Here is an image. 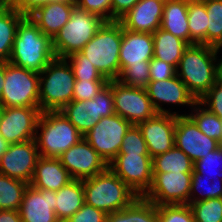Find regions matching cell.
<instances>
[{
    "instance_id": "6da1fadb",
    "label": "cell",
    "mask_w": 222,
    "mask_h": 222,
    "mask_svg": "<svg viewBox=\"0 0 222 222\" xmlns=\"http://www.w3.org/2000/svg\"><path fill=\"white\" fill-rule=\"evenodd\" d=\"M219 55V49L204 44L189 45L184 50L176 68V75L196 101L218 80Z\"/></svg>"
},
{
    "instance_id": "7a4b0ae2",
    "label": "cell",
    "mask_w": 222,
    "mask_h": 222,
    "mask_svg": "<svg viewBox=\"0 0 222 222\" xmlns=\"http://www.w3.org/2000/svg\"><path fill=\"white\" fill-rule=\"evenodd\" d=\"M54 58L52 39L38 28L30 16H25L17 27L8 62L39 74Z\"/></svg>"
},
{
    "instance_id": "3957f363",
    "label": "cell",
    "mask_w": 222,
    "mask_h": 222,
    "mask_svg": "<svg viewBox=\"0 0 222 222\" xmlns=\"http://www.w3.org/2000/svg\"><path fill=\"white\" fill-rule=\"evenodd\" d=\"M82 182L85 203L106 214L124 209L138 197L109 167Z\"/></svg>"
},
{
    "instance_id": "277c9868",
    "label": "cell",
    "mask_w": 222,
    "mask_h": 222,
    "mask_svg": "<svg viewBox=\"0 0 222 222\" xmlns=\"http://www.w3.org/2000/svg\"><path fill=\"white\" fill-rule=\"evenodd\" d=\"M82 138L83 135L61 111H43L34 140L41 157L59 158Z\"/></svg>"
},
{
    "instance_id": "5b68a950",
    "label": "cell",
    "mask_w": 222,
    "mask_h": 222,
    "mask_svg": "<svg viewBox=\"0 0 222 222\" xmlns=\"http://www.w3.org/2000/svg\"><path fill=\"white\" fill-rule=\"evenodd\" d=\"M122 24L119 21H105L94 37L80 51L108 80L120 76V47Z\"/></svg>"
},
{
    "instance_id": "8992f818",
    "label": "cell",
    "mask_w": 222,
    "mask_h": 222,
    "mask_svg": "<svg viewBox=\"0 0 222 222\" xmlns=\"http://www.w3.org/2000/svg\"><path fill=\"white\" fill-rule=\"evenodd\" d=\"M75 77L65 58H54L39 73V107L43 111H60L73 99Z\"/></svg>"
},
{
    "instance_id": "52a82bcc",
    "label": "cell",
    "mask_w": 222,
    "mask_h": 222,
    "mask_svg": "<svg viewBox=\"0 0 222 222\" xmlns=\"http://www.w3.org/2000/svg\"><path fill=\"white\" fill-rule=\"evenodd\" d=\"M105 21L74 6L69 21L52 39V48L56 58H66L72 53L80 52L94 37Z\"/></svg>"
},
{
    "instance_id": "ba28073f",
    "label": "cell",
    "mask_w": 222,
    "mask_h": 222,
    "mask_svg": "<svg viewBox=\"0 0 222 222\" xmlns=\"http://www.w3.org/2000/svg\"><path fill=\"white\" fill-rule=\"evenodd\" d=\"M0 103L4 107H39V74L5 61Z\"/></svg>"
},
{
    "instance_id": "9c48e42d",
    "label": "cell",
    "mask_w": 222,
    "mask_h": 222,
    "mask_svg": "<svg viewBox=\"0 0 222 222\" xmlns=\"http://www.w3.org/2000/svg\"><path fill=\"white\" fill-rule=\"evenodd\" d=\"M60 111L84 136L102 117L115 114L112 88L107 84L93 99L72 100Z\"/></svg>"
},
{
    "instance_id": "30bf717a",
    "label": "cell",
    "mask_w": 222,
    "mask_h": 222,
    "mask_svg": "<svg viewBox=\"0 0 222 222\" xmlns=\"http://www.w3.org/2000/svg\"><path fill=\"white\" fill-rule=\"evenodd\" d=\"M112 88L115 114L132 125L146 121L157 114L146 89L122 84L119 80H109Z\"/></svg>"
},
{
    "instance_id": "8fae6325",
    "label": "cell",
    "mask_w": 222,
    "mask_h": 222,
    "mask_svg": "<svg viewBox=\"0 0 222 222\" xmlns=\"http://www.w3.org/2000/svg\"><path fill=\"white\" fill-rule=\"evenodd\" d=\"M131 126L129 121L113 114L102 117L83 137L109 164L118 155L123 138Z\"/></svg>"
},
{
    "instance_id": "7c38bea8",
    "label": "cell",
    "mask_w": 222,
    "mask_h": 222,
    "mask_svg": "<svg viewBox=\"0 0 222 222\" xmlns=\"http://www.w3.org/2000/svg\"><path fill=\"white\" fill-rule=\"evenodd\" d=\"M192 173H153L152 185L143 197L157 206L189 204Z\"/></svg>"
},
{
    "instance_id": "4fadbf2b",
    "label": "cell",
    "mask_w": 222,
    "mask_h": 222,
    "mask_svg": "<svg viewBox=\"0 0 222 222\" xmlns=\"http://www.w3.org/2000/svg\"><path fill=\"white\" fill-rule=\"evenodd\" d=\"M108 167L138 196L152 185V158L149 154L118 153Z\"/></svg>"
},
{
    "instance_id": "5bb4252c",
    "label": "cell",
    "mask_w": 222,
    "mask_h": 222,
    "mask_svg": "<svg viewBox=\"0 0 222 222\" xmlns=\"http://www.w3.org/2000/svg\"><path fill=\"white\" fill-rule=\"evenodd\" d=\"M145 89L157 113L182 115L176 110L171 112L170 107L166 109L164 105L192 109L197 102L177 75L170 79L150 81Z\"/></svg>"
},
{
    "instance_id": "9a60e30c",
    "label": "cell",
    "mask_w": 222,
    "mask_h": 222,
    "mask_svg": "<svg viewBox=\"0 0 222 222\" xmlns=\"http://www.w3.org/2000/svg\"><path fill=\"white\" fill-rule=\"evenodd\" d=\"M40 107H4L0 134L9 143H22L35 138Z\"/></svg>"
},
{
    "instance_id": "2e32d148",
    "label": "cell",
    "mask_w": 222,
    "mask_h": 222,
    "mask_svg": "<svg viewBox=\"0 0 222 222\" xmlns=\"http://www.w3.org/2000/svg\"><path fill=\"white\" fill-rule=\"evenodd\" d=\"M39 157L34 139L10 144L0 158V174L30 184Z\"/></svg>"
},
{
    "instance_id": "e0dca14e",
    "label": "cell",
    "mask_w": 222,
    "mask_h": 222,
    "mask_svg": "<svg viewBox=\"0 0 222 222\" xmlns=\"http://www.w3.org/2000/svg\"><path fill=\"white\" fill-rule=\"evenodd\" d=\"M72 179H87L108 168L105 160L83 137L59 157Z\"/></svg>"
},
{
    "instance_id": "ac0fdd59",
    "label": "cell",
    "mask_w": 222,
    "mask_h": 222,
    "mask_svg": "<svg viewBox=\"0 0 222 222\" xmlns=\"http://www.w3.org/2000/svg\"><path fill=\"white\" fill-rule=\"evenodd\" d=\"M175 146L185 152L193 163L216 150L221 144L202 133L188 115L176 116Z\"/></svg>"
},
{
    "instance_id": "d6986e66",
    "label": "cell",
    "mask_w": 222,
    "mask_h": 222,
    "mask_svg": "<svg viewBox=\"0 0 222 222\" xmlns=\"http://www.w3.org/2000/svg\"><path fill=\"white\" fill-rule=\"evenodd\" d=\"M151 158L165 153L175 145L176 115L157 113L137 124Z\"/></svg>"
},
{
    "instance_id": "ffe728a7",
    "label": "cell",
    "mask_w": 222,
    "mask_h": 222,
    "mask_svg": "<svg viewBox=\"0 0 222 222\" xmlns=\"http://www.w3.org/2000/svg\"><path fill=\"white\" fill-rule=\"evenodd\" d=\"M56 192L28 185L19 209L22 222H60L56 216Z\"/></svg>"
},
{
    "instance_id": "44dd1931",
    "label": "cell",
    "mask_w": 222,
    "mask_h": 222,
    "mask_svg": "<svg viewBox=\"0 0 222 222\" xmlns=\"http://www.w3.org/2000/svg\"><path fill=\"white\" fill-rule=\"evenodd\" d=\"M165 0H140L118 21L133 32L153 34L161 28Z\"/></svg>"
},
{
    "instance_id": "7402d4cb",
    "label": "cell",
    "mask_w": 222,
    "mask_h": 222,
    "mask_svg": "<svg viewBox=\"0 0 222 222\" xmlns=\"http://www.w3.org/2000/svg\"><path fill=\"white\" fill-rule=\"evenodd\" d=\"M75 2L52 1L40 6L29 16L37 24L38 28L51 39L69 21Z\"/></svg>"
},
{
    "instance_id": "603a6c76",
    "label": "cell",
    "mask_w": 222,
    "mask_h": 222,
    "mask_svg": "<svg viewBox=\"0 0 222 222\" xmlns=\"http://www.w3.org/2000/svg\"><path fill=\"white\" fill-rule=\"evenodd\" d=\"M154 40L150 33L133 32L122 27L120 65H137L153 58Z\"/></svg>"
},
{
    "instance_id": "cb8c5ba5",
    "label": "cell",
    "mask_w": 222,
    "mask_h": 222,
    "mask_svg": "<svg viewBox=\"0 0 222 222\" xmlns=\"http://www.w3.org/2000/svg\"><path fill=\"white\" fill-rule=\"evenodd\" d=\"M72 180L59 158L39 157L30 185L57 192Z\"/></svg>"
},
{
    "instance_id": "d4e9b609",
    "label": "cell",
    "mask_w": 222,
    "mask_h": 222,
    "mask_svg": "<svg viewBox=\"0 0 222 222\" xmlns=\"http://www.w3.org/2000/svg\"><path fill=\"white\" fill-rule=\"evenodd\" d=\"M161 29L172 33L190 45L188 3L182 0H165Z\"/></svg>"
},
{
    "instance_id": "484cf974",
    "label": "cell",
    "mask_w": 222,
    "mask_h": 222,
    "mask_svg": "<svg viewBox=\"0 0 222 222\" xmlns=\"http://www.w3.org/2000/svg\"><path fill=\"white\" fill-rule=\"evenodd\" d=\"M55 213L60 222H66L84 204L83 182L79 179H72L65 186L56 192Z\"/></svg>"
},
{
    "instance_id": "4316f807",
    "label": "cell",
    "mask_w": 222,
    "mask_h": 222,
    "mask_svg": "<svg viewBox=\"0 0 222 222\" xmlns=\"http://www.w3.org/2000/svg\"><path fill=\"white\" fill-rule=\"evenodd\" d=\"M153 57L177 68L184 50L189 46L184 40L161 28L153 34Z\"/></svg>"
},
{
    "instance_id": "83f0119b",
    "label": "cell",
    "mask_w": 222,
    "mask_h": 222,
    "mask_svg": "<svg viewBox=\"0 0 222 222\" xmlns=\"http://www.w3.org/2000/svg\"><path fill=\"white\" fill-rule=\"evenodd\" d=\"M106 222H159L157 205L138 196L124 209L107 214Z\"/></svg>"
},
{
    "instance_id": "f1b7e54d",
    "label": "cell",
    "mask_w": 222,
    "mask_h": 222,
    "mask_svg": "<svg viewBox=\"0 0 222 222\" xmlns=\"http://www.w3.org/2000/svg\"><path fill=\"white\" fill-rule=\"evenodd\" d=\"M25 16L4 3L0 7V61L10 59L17 27Z\"/></svg>"
},
{
    "instance_id": "f546056e",
    "label": "cell",
    "mask_w": 222,
    "mask_h": 222,
    "mask_svg": "<svg viewBox=\"0 0 222 222\" xmlns=\"http://www.w3.org/2000/svg\"><path fill=\"white\" fill-rule=\"evenodd\" d=\"M194 163L175 145L165 153L152 158V172H193Z\"/></svg>"
},
{
    "instance_id": "4dcf8cb0",
    "label": "cell",
    "mask_w": 222,
    "mask_h": 222,
    "mask_svg": "<svg viewBox=\"0 0 222 222\" xmlns=\"http://www.w3.org/2000/svg\"><path fill=\"white\" fill-rule=\"evenodd\" d=\"M182 115H188L202 133L222 145V120L217 115L210 112L198 101L194 104L190 113L186 112Z\"/></svg>"
},
{
    "instance_id": "1f68e13d",
    "label": "cell",
    "mask_w": 222,
    "mask_h": 222,
    "mask_svg": "<svg viewBox=\"0 0 222 222\" xmlns=\"http://www.w3.org/2000/svg\"><path fill=\"white\" fill-rule=\"evenodd\" d=\"M28 185L24 181L0 174V210L19 211Z\"/></svg>"
},
{
    "instance_id": "d6a6232c",
    "label": "cell",
    "mask_w": 222,
    "mask_h": 222,
    "mask_svg": "<svg viewBox=\"0 0 222 222\" xmlns=\"http://www.w3.org/2000/svg\"><path fill=\"white\" fill-rule=\"evenodd\" d=\"M221 197L222 180L219 177L200 175L193 171L189 203Z\"/></svg>"
},
{
    "instance_id": "836d02e7",
    "label": "cell",
    "mask_w": 222,
    "mask_h": 222,
    "mask_svg": "<svg viewBox=\"0 0 222 222\" xmlns=\"http://www.w3.org/2000/svg\"><path fill=\"white\" fill-rule=\"evenodd\" d=\"M208 16L204 2L188 3L190 45H207Z\"/></svg>"
},
{
    "instance_id": "e575fe53",
    "label": "cell",
    "mask_w": 222,
    "mask_h": 222,
    "mask_svg": "<svg viewBox=\"0 0 222 222\" xmlns=\"http://www.w3.org/2000/svg\"><path fill=\"white\" fill-rule=\"evenodd\" d=\"M207 16V45L222 48V0H206L204 2Z\"/></svg>"
},
{
    "instance_id": "d590c367",
    "label": "cell",
    "mask_w": 222,
    "mask_h": 222,
    "mask_svg": "<svg viewBox=\"0 0 222 222\" xmlns=\"http://www.w3.org/2000/svg\"><path fill=\"white\" fill-rule=\"evenodd\" d=\"M65 59L73 70L75 80L109 81L92 63L88 62V58L81 52L72 53Z\"/></svg>"
},
{
    "instance_id": "8d00e7d4",
    "label": "cell",
    "mask_w": 222,
    "mask_h": 222,
    "mask_svg": "<svg viewBox=\"0 0 222 222\" xmlns=\"http://www.w3.org/2000/svg\"><path fill=\"white\" fill-rule=\"evenodd\" d=\"M149 65L150 61H142V64L137 65H120L117 80L124 85L145 89L150 82Z\"/></svg>"
},
{
    "instance_id": "74e56055",
    "label": "cell",
    "mask_w": 222,
    "mask_h": 222,
    "mask_svg": "<svg viewBox=\"0 0 222 222\" xmlns=\"http://www.w3.org/2000/svg\"><path fill=\"white\" fill-rule=\"evenodd\" d=\"M195 222H222V197L188 204Z\"/></svg>"
},
{
    "instance_id": "f35d334b",
    "label": "cell",
    "mask_w": 222,
    "mask_h": 222,
    "mask_svg": "<svg viewBox=\"0 0 222 222\" xmlns=\"http://www.w3.org/2000/svg\"><path fill=\"white\" fill-rule=\"evenodd\" d=\"M193 171L205 176H217L222 180V145L196 161Z\"/></svg>"
},
{
    "instance_id": "ab89813d",
    "label": "cell",
    "mask_w": 222,
    "mask_h": 222,
    "mask_svg": "<svg viewBox=\"0 0 222 222\" xmlns=\"http://www.w3.org/2000/svg\"><path fill=\"white\" fill-rule=\"evenodd\" d=\"M159 222H195L188 204L157 206Z\"/></svg>"
},
{
    "instance_id": "60d3db41",
    "label": "cell",
    "mask_w": 222,
    "mask_h": 222,
    "mask_svg": "<svg viewBox=\"0 0 222 222\" xmlns=\"http://www.w3.org/2000/svg\"><path fill=\"white\" fill-rule=\"evenodd\" d=\"M119 153L149 154L147 144L137 125H132L125 134Z\"/></svg>"
},
{
    "instance_id": "b9f144b4",
    "label": "cell",
    "mask_w": 222,
    "mask_h": 222,
    "mask_svg": "<svg viewBox=\"0 0 222 222\" xmlns=\"http://www.w3.org/2000/svg\"><path fill=\"white\" fill-rule=\"evenodd\" d=\"M108 82L109 81L75 80L72 100H91L108 84Z\"/></svg>"
},
{
    "instance_id": "7bdbcfd3",
    "label": "cell",
    "mask_w": 222,
    "mask_h": 222,
    "mask_svg": "<svg viewBox=\"0 0 222 222\" xmlns=\"http://www.w3.org/2000/svg\"><path fill=\"white\" fill-rule=\"evenodd\" d=\"M198 102L222 120V81L218 79Z\"/></svg>"
},
{
    "instance_id": "ee69618b",
    "label": "cell",
    "mask_w": 222,
    "mask_h": 222,
    "mask_svg": "<svg viewBox=\"0 0 222 222\" xmlns=\"http://www.w3.org/2000/svg\"><path fill=\"white\" fill-rule=\"evenodd\" d=\"M75 4L104 21H111V0H76Z\"/></svg>"
},
{
    "instance_id": "f6af8a7d",
    "label": "cell",
    "mask_w": 222,
    "mask_h": 222,
    "mask_svg": "<svg viewBox=\"0 0 222 222\" xmlns=\"http://www.w3.org/2000/svg\"><path fill=\"white\" fill-rule=\"evenodd\" d=\"M150 81L170 79L176 75V68L157 58H152L149 65Z\"/></svg>"
},
{
    "instance_id": "bcb514c9",
    "label": "cell",
    "mask_w": 222,
    "mask_h": 222,
    "mask_svg": "<svg viewBox=\"0 0 222 222\" xmlns=\"http://www.w3.org/2000/svg\"><path fill=\"white\" fill-rule=\"evenodd\" d=\"M107 214L86 203L66 222H106Z\"/></svg>"
},
{
    "instance_id": "7dc6e473",
    "label": "cell",
    "mask_w": 222,
    "mask_h": 222,
    "mask_svg": "<svg viewBox=\"0 0 222 222\" xmlns=\"http://www.w3.org/2000/svg\"><path fill=\"white\" fill-rule=\"evenodd\" d=\"M52 1H66V0H6L5 3L15 8L24 16H29L40 6L46 5Z\"/></svg>"
},
{
    "instance_id": "c3c4849f",
    "label": "cell",
    "mask_w": 222,
    "mask_h": 222,
    "mask_svg": "<svg viewBox=\"0 0 222 222\" xmlns=\"http://www.w3.org/2000/svg\"><path fill=\"white\" fill-rule=\"evenodd\" d=\"M140 0H111V21H118Z\"/></svg>"
},
{
    "instance_id": "681fc988",
    "label": "cell",
    "mask_w": 222,
    "mask_h": 222,
    "mask_svg": "<svg viewBox=\"0 0 222 222\" xmlns=\"http://www.w3.org/2000/svg\"><path fill=\"white\" fill-rule=\"evenodd\" d=\"M0 222H22L17 210H0Z\"/></svg>"
},
{
    "instance_id": "f907efd6",
    "label": "cell",
    "mask_w": 222,
    "mask_h": 222,
    "mask_svg": "<svg viewBox=\"0 0 222 222\" xmlns=\"http://www.w3.org/2000/svg\"><path fill=\"white\" fill-rule=\"evenodd\" d=\"M5 80V61H0V100Z\"/></svg>"
},
{
    "instance_id": "816d5d0a",
    "label": "cell",
    "mask_w": 222,
    "mask_h": 222,
    "mask_svg": "<svg viewBox=\"0 0 222 222\" xmlns=\"http://www.w3.org/2000/svg\"><path fill=\"white\" fill-rule=\"evenodd\" d=\"M9 143L0 134V158L8 150Z\"/></svg>"
},
{
    "instance_id": "f5cc1de1",
    "label": "cell",
    "mask_w": 222,
    "mask_h": 222,
    "mask_svg": "<svg viewBox=\"0 0 222 222\" xmlns=\"http://www.w3.org/2000/svg\"><path fill=\"white\" fill-rule=\"evenodd\" d=\"M222 48L219 49V52ZM218 79L222 81V56H218Z\"/></svg>"
},
{
    "instance_id": "db71d44e",
    "label": "cell",
    "mask_w": 222,
    "mask_h": 222,
    "mask_svg": "<svg viewBox=\"0 0 222 222\" xmlns=\"http://www.w3.org/2000/svg\"><path fill=\"white\" fill-rule=\"evenodd\" d=\"M186 3H196V2H205L206 0H182Z\"/></svg>"
},
{
    "instance_id": "11a10c76",
    "label": "cell",
    "mask_w": 222,
    "mask_h": 222,
    "mask_svg": "<svg viewBox=\"0 0 222 222\" xmlns=\"http://www.w3.org/2000/svg\"><path fill=\"white\" fill-rule=\"evenodd\" d=\"M4 112V106L0 103V121Z\"/></svg>"
},
{
    "instance_id": "9f6ffc18",
    "label": "cell",
    "mask_w": 222,
    "mask_h": 222,
    "mask_svg": "<svg viewBox=\"0 0 222 222\" xmlns=\"http://www.w3.org/2000/svg\"><path fill=\"white\" fill-rule=\"evenodd\" d=\"M5 2L3 0H0V7L4 4Z\"/></svg>"
}]
</instances>
